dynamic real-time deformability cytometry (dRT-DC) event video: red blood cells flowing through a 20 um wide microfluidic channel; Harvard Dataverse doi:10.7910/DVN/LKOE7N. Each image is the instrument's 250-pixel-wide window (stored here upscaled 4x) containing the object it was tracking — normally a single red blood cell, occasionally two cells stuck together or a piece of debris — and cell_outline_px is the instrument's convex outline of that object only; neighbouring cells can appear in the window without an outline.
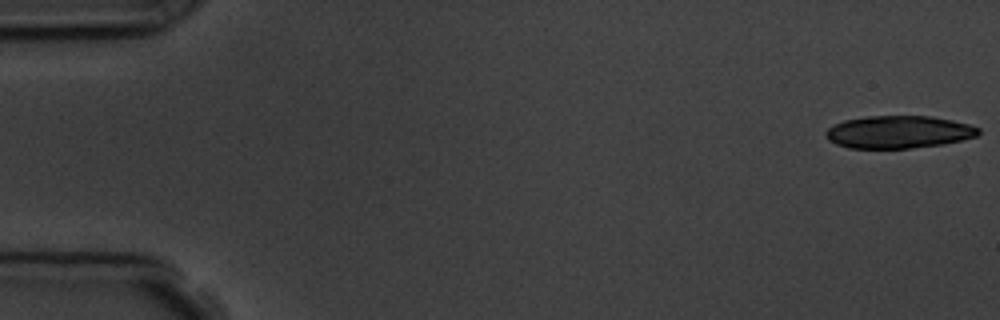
{"species": "common noctule bat (a hibernating species)", "species_latin": "Nyctalus noctula", "temperature_condition": "room temperature", "stored_images_in_passage": 5, "camera_frame_rate_fps": 3000, "um_per_image_px": 0.085, "animal": {"sex": "male", "body_mass_g": 19.5, "forearm_length_mm": 54.6}, "frame": {"image": 1, "passage_image": 1, "time_ms": 0.0, "image_size_px": [1000, 320], "cell_outline_px": [[980, 132], [976, 136], [944, 144], [912, 148], [848, 148], [836, 144], [828, 140], [824, 136], [824, 132], [828, 128], [844, 120], [868, 116], [932, 116], [952, 120], [968, 124], [980, 128]], "centroid_in_image_um": [76.36, 11.22], "position_along_channel_um": 8.6, "area_um2": 29.02}}